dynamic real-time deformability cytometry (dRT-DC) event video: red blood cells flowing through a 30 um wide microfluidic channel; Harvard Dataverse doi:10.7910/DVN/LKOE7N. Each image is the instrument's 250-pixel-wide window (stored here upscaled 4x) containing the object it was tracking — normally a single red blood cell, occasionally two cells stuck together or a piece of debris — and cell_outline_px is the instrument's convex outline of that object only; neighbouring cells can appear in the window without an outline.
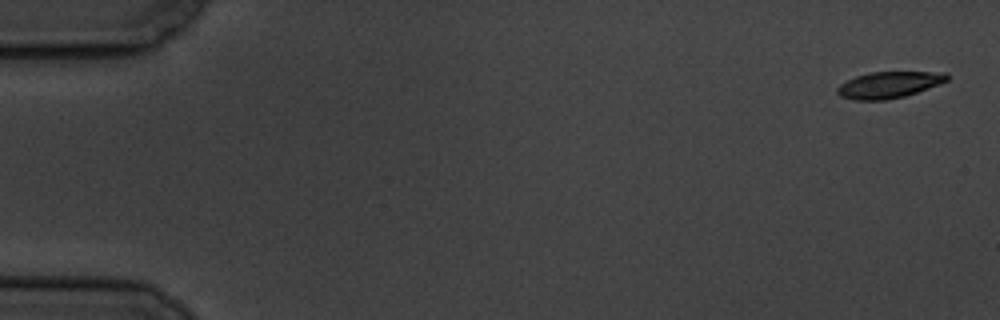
{"species": "common noctule bat (a hibernating species)", "species_latin": "Nyctalus noctula", "temperature_condition": "cold", "stored_images_in_passage": 7, "camera_frame_rate_fps": 3000, "um_per_image_px": 0.085, "animal": {"sex": "male", "body_mass_g": 19.5, "forearm_length_mm": 54.6}, "frame": {"image": 1, "passage_image": 1, "time_ms": 0.0, "image_size_px": [1000, 320], "cell_outline_px": [[948, 80], [940, 84], [904, 96], [888, 100], [856, 100], [840, 96], [836, 92], [836, 88], [840, 84], [856, 76], [872, 72], [944, 72], [948, 76]], "centroid_in_image_um": [75.54, 7.21], "position_along_channel_um": 9.5, "area_um2": 16.76}}
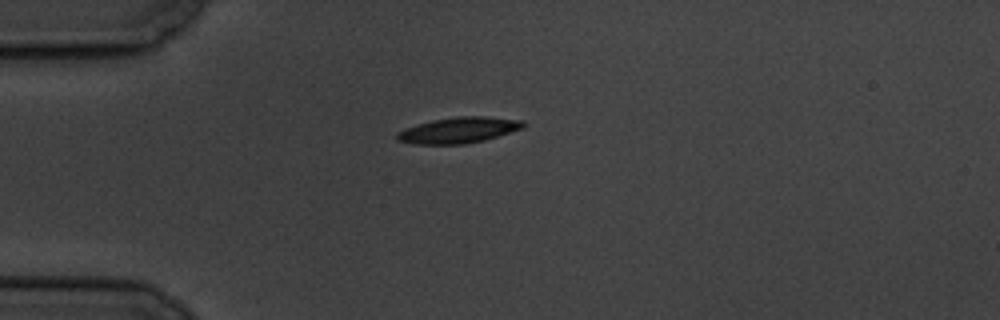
{"frame": {"image": 2, "passage_image": 5, "time_ms": 4.667, "image_size_px": [1000, 320], "cell_outline_px": [[524, 128], [484, 140], [464, 144], [412, 144], [396, 140], [396, 132], [432, 120], [456, 116], [484, 116], [524, 120]], "centroid_in_image_um": [38.99, 11.06], "position_along_channel_um": 46.0, "area_um2": 18.96}}
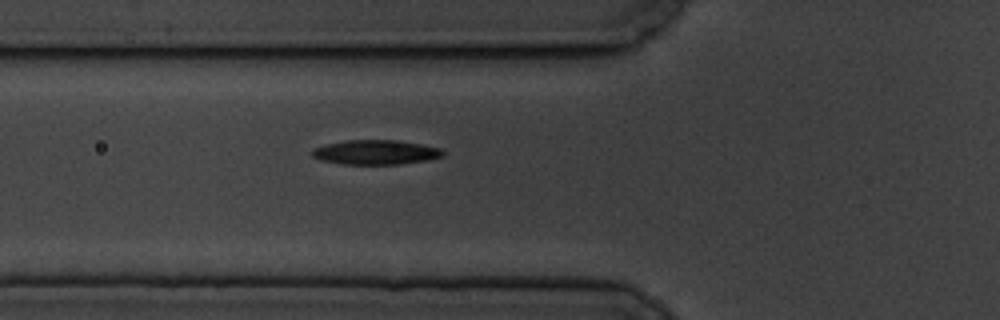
{"frame": {"image": 3, "passage_image": 7, "time_ms": 6.667, "image_size_px": [1000, 320], "cell_outline_px": [[444, 156], [428, 160], [400, 164], [340, 164], [320, 160], [312, 156], [312, 148], [344, 140], [400, 140], [440, 148], [444, 152]], "centroid_in_image_um": [31.93, 12.94], "position_along_channel_um": 93.9, "area_um2": 18.79}}